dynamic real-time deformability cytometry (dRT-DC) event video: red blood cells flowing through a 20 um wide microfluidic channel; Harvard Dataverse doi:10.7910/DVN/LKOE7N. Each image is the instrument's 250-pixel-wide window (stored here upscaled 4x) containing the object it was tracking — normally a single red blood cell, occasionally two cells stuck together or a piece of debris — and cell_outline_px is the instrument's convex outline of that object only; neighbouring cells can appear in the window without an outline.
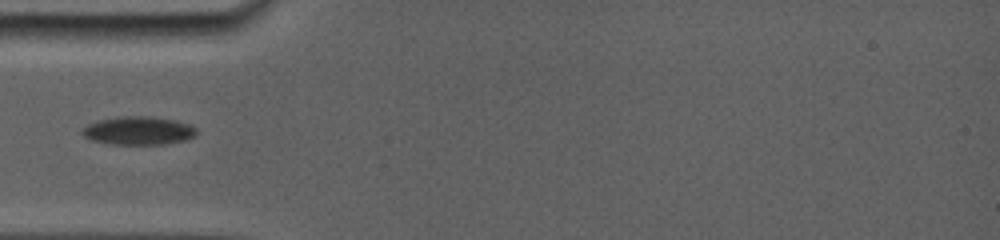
{"species": "common noctule bat (a hibernating species)", "species_latin": "Nyctalus noctula", "temperature_condition": "room temperature", "stored_images_in_passage": 11, "camera_frame_rate_fps": 5000, "um_per_image_px": 0.085, "animal": {"sex": "female", "body_mass_g": 19.0, "forearm_length_mm": 56.7}, "frame": {"image": 1, "passage_image": 1, "time_ms": 0.0, "image_size_px": [1000, 240], "cell_outline_px": [[196, 132], [192, 136], [184, 140], [160, 144], [116, 144], [96, 140], [84, 136], [84, 128], [88, 124], [100, 120], [120, 116], [148, 116], [176, 120], [192, 128]], "centroid_in_image_um": [11.75, 11.09], "position_along_channel_um": 73.3, "area_um2": 18.03}}
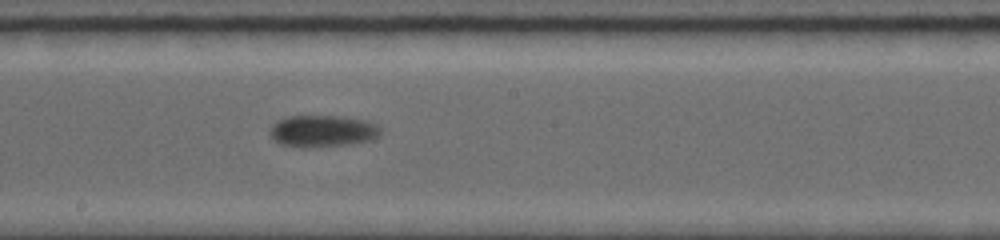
{"frame": {"image": 2, "passage_image": 7, "time_ms": 4.0, "image_size_px": [1000, 240], "cell_outline_px": [[380, 132], [376, 136], [368, 140], [348, 144], [280, 144], [272, 136], [272, 128], [280, 120], [288, 116], [336, 116], [364, 120], [376, 124], [380, 128]], "centroid_in_image_um": [27.48, 11.08], "position_along_channel_um": 220.7, "area_um2": 18.9}}
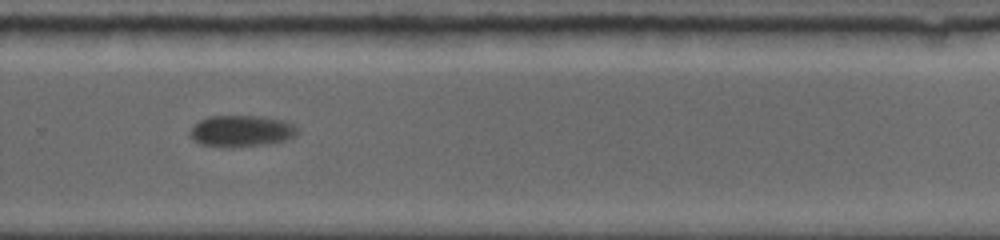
{"frame": {"image": 3, "passage_image": 10, "time_ms": 6.4, "image_size_px": [1000, 240], "cell_outline_px": [[296, 136], [288, 140], [264, 144], [228, 148], [200, 144], [192, 140], [188, 132], [200, 120], [208, 116], [264, 116], [284, 120], [292, 124], [296, 128]], "centroid_in_image_um": [20.49, 11.14], "position_along_channel_um": 309.3, "area_um2": 19.83}}